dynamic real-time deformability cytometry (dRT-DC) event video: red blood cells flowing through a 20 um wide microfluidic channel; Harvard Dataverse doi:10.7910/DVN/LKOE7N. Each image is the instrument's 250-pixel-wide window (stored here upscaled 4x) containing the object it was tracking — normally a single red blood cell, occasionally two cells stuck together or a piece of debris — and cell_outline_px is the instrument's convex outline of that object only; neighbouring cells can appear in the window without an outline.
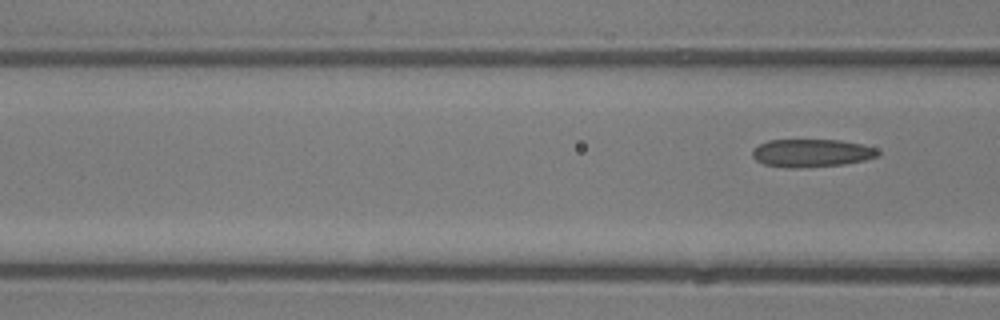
{"species": "common noctule bat (a hibernating species)", "species_latin": "Nyctalus noctula", "temperature_condition": "room temperature", "stored_images_in_passage": 7, "segment_of_instrument_passage": [2, 2], "camera_frame_rate_fps": 3000, "um_per_image_px": 0.085, "animal": {"sex": "male", "body_mass_g": 13.3}, "frame": {"image": 1, "passage_image": 7, "time_ms": 8.0, "image_size_px": [1000, 320], "cell_outline_px": [[880, 156], [864, 160], [844, 164], [800, 168], [788, 168], [764, 164], [756, 160], [752, 156], [752, 148], [768, 140], [840, 140], [864, 144], [876, 148], [880, 152]], "centroid_in_image_um": [69.0, 13.0], "position_along_channel_um": 97.6, "area_um2": 20.63}}